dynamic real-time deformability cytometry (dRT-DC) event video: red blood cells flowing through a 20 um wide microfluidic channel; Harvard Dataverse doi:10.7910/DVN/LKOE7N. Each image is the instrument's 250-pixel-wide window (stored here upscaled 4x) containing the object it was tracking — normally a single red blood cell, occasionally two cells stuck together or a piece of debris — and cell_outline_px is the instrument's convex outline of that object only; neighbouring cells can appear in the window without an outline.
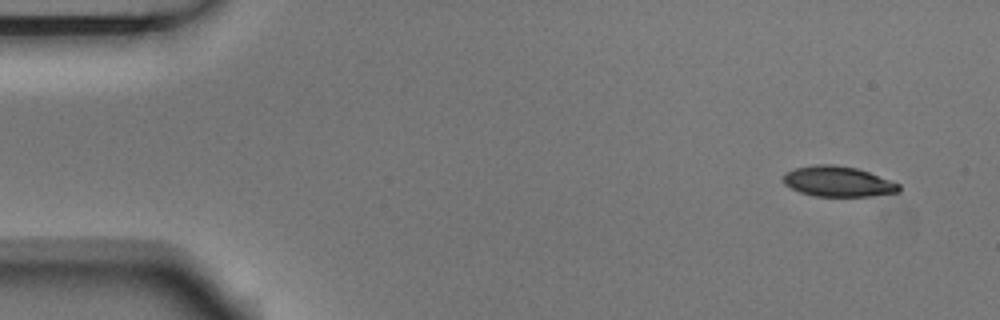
{"species": "Egyptian fruit bat (a non-hibernating species)", "species_latin": "Rousettus aegyptiacus", "temperature_condition": "room temperature", "stored_images_in_passage": 6, "camera_frame_rate_fps": 3000, "um_per_image_px": 0.085, "animal": {"sex": "male"}, "frame": {"image": 1, "passage_image": 1, "time_ms": 0.0, "image_size_px": [1000, 320], "cell_outline_px": [[900, 192], [872, 196], [816, 196], [800, 192], [784, 184], [784, 172], [796, 168], [816, 164], [832, 164], [856, 168], [868, 172], [900, 184]], "centroid_in_image_um": [71.23, 15.43], "position_along_channel_um": 13.8, "area_um2": 20.35}}
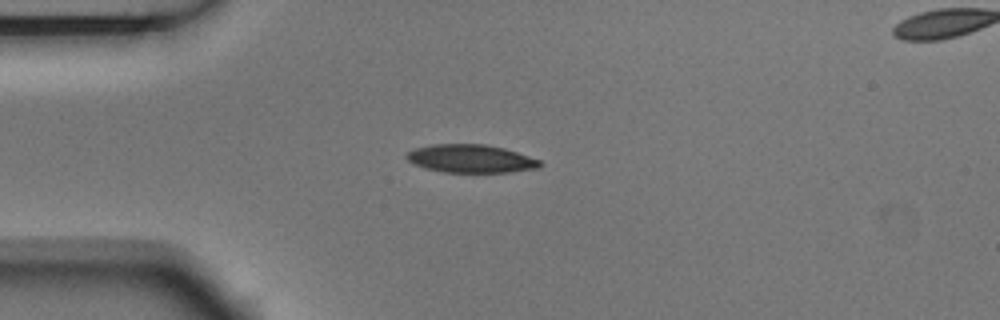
{"frame": {"image": 2, "passage_image": 4, "time_ms": 1.0, "image_size_px": [1000, 320], "cell_outline_px": [[540, 168], [508, 172], [444, 172], [424, 168], [412, 164], [404, 156], [408, 152], [416, 148], [432, 144], [484, 144], [504, 148], [540, 160]], "centroid_in_image_um": [39.98, 13.49], "position_along_channel_um": 45.0, "area_um2": 21.79}}
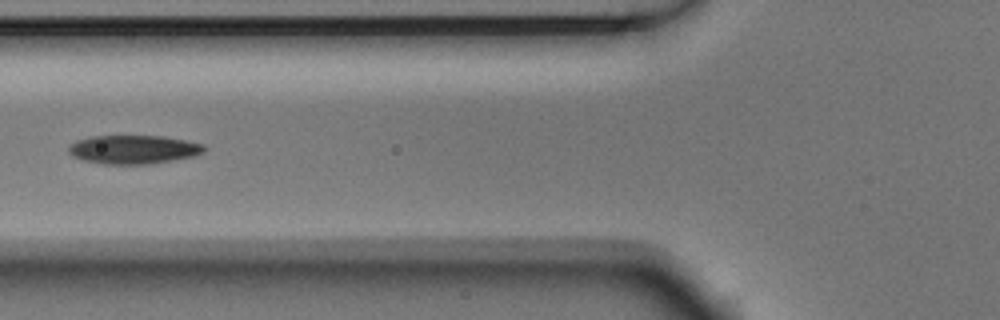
{"frame": {"image": 3, "passage_image": 6, "time_ms": 1.667, "image_size_px": [1000, 320], "cell_outline_px": [[208, 148], [204, 152], [196, 156], [152, 164], [104, 164], [84, 160], [72, 156], [68, 152], [68, 148], [76, 140], [92, 136], [164, 136], [204, 144]], "centroid_in_image_um": [11.39, 12.71], "position_along_channel_um": 114.4, "area_um2": 22.83}}